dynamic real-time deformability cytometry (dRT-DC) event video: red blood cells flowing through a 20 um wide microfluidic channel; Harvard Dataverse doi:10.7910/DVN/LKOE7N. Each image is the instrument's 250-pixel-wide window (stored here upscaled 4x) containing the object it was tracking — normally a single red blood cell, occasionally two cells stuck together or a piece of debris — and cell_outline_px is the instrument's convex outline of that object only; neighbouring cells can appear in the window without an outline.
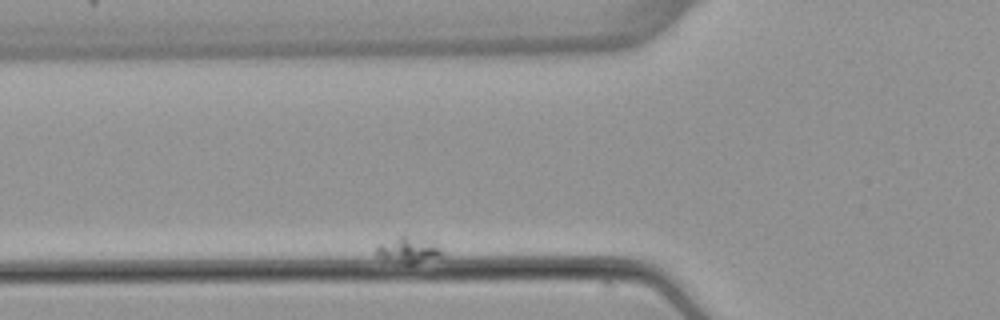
{"species": "common noctule bat (a hibernating species)", "species_latin": "Nyctalus noctula", "temperature_condition": "warm", "stored_images_in_passage": 48, "camera_frame_rate_fps": 3000, "um_per_image_px": 0.085, "animal": {"sex": "female", "body_mass_g": 22.7, "forearm_length_mm": 54.2}, "frame": {"image": 1, "passage_image": 6, "time_ms": 1.667, "image_size_px": [1000, 320], "cell_outline_px": [[444, 252], [440, 256], [412, 264], [404, 264], [376, 256], [372, 252], [376, 244], [404, 232], [436, 240]], "centroid_in_image_um": [34.69, 21.15], "position_along_channel_um": 91.1, "area_um2": 11.04}}
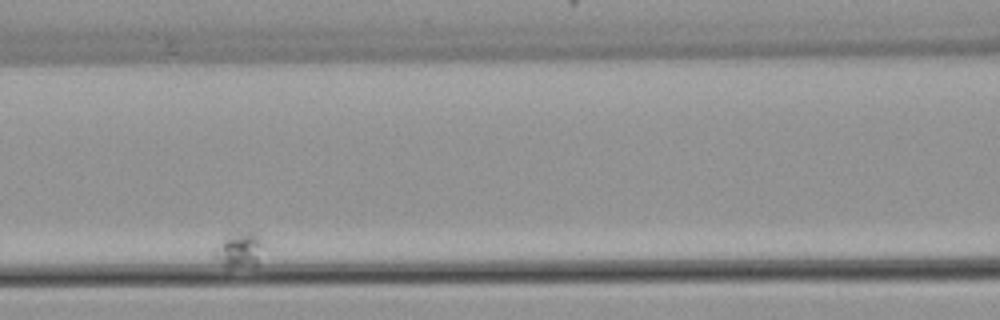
{"frame": {"image": 2, "passage_image": 17, "time_ms": 5.333, "image_size_px": [1000, 320], "cell_outline_px": [[260, 244], [256, 268], [228, 268], [212, 252], [212, 248], [228, 232], [252, 232], [260, 236]], "centroid_in_image_um": [20.26, 21.24], "position_along_channel_um": 146.3, "area_um2": 10.17}}
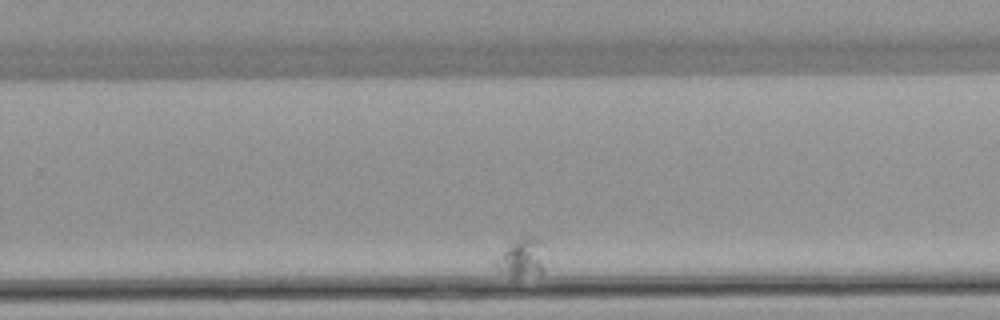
{"frame": {"image": 3, "passage_image": 38, "time_ms": 12.333, "image_size_px": [1000, 320], "cell_outline_px": [[544, 272], [516, 280], [512, 280], [496, 268], [492, 264], [492, 260], [516, 240], [524, 236], [532, 236], [540, 240], [544, 268]], "centroid_in_image_um": [44.28, 22.0], "position_along_channel_um": 285.5, "area_um2": 11.44}}